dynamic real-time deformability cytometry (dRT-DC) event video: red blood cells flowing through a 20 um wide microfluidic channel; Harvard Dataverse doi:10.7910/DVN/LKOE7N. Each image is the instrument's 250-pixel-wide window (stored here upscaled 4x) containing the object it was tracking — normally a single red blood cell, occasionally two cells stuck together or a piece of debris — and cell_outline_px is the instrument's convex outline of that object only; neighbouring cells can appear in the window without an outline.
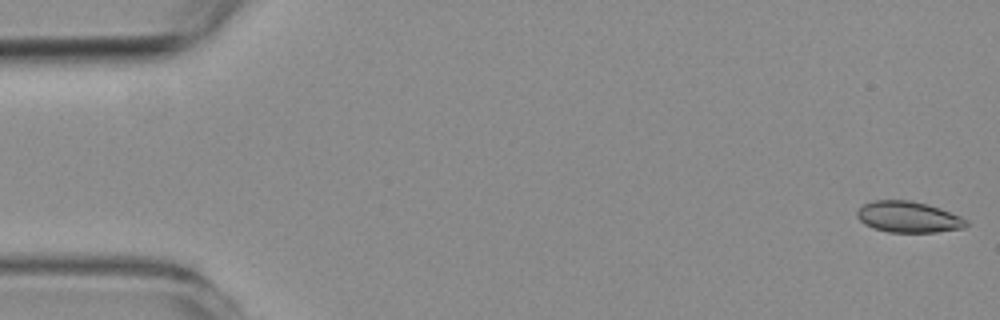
{"species": "common noctule bat (a hibernating species)", "species_latin": "Nyctalus noctula", "temperature_condition": "room temperature", "stored_images_in_passage": 54, "camera_frame_rate_fps": 3000, "um_per_image_px": 0.085, "animal": {"sex": "female", "body_mass_g": 19.3, "forearm_length_mm": 54.1}, "frame": {"image": 1, "passage_image": 1, "time_ms": 0.0, "image_size_px": [1000, 320], "cell_outline_px": [[968, 224], [964, 228], [936, 232], [888, 232], [864, 224], [856, 216], [856, 212], [864, 204], [876, 200], [912, 200], [928, 204], [940, 208], [960, 216], [968, 220]], "centroid_in_image_um": [77.23, 18.44], "position_along_channel_um": 7.8, "area_um2": 19.77}}
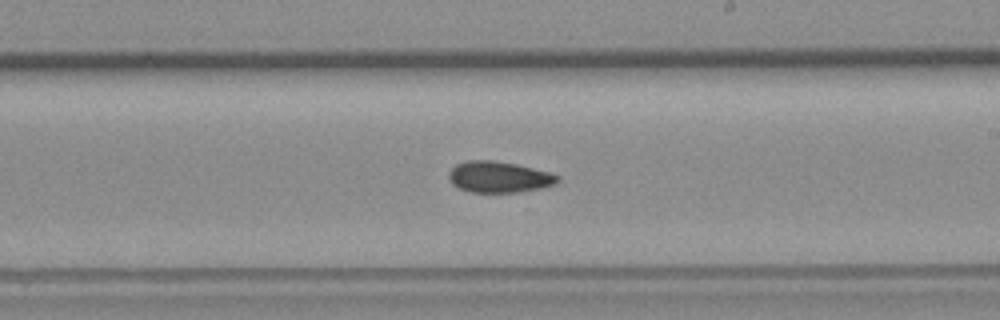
{"frame": {"image": 2, "passage_image": 31, "time_ms": 10.0, "image_size_px": [1000, 320], "cell_outline_px": [[560, 180], [556, 184], [540, 188], [516, 192], [472, 192], [460, 188], [452, 184], [448, 176], [448, 172], [456, 164], [468, 160], [492, 160], [516, 164], [552, 172], [560, 176]], "centroid_in_image_um": [42.44, 15.03], "position_along_channel_um": 246.6, "area_um2": 19.83}}
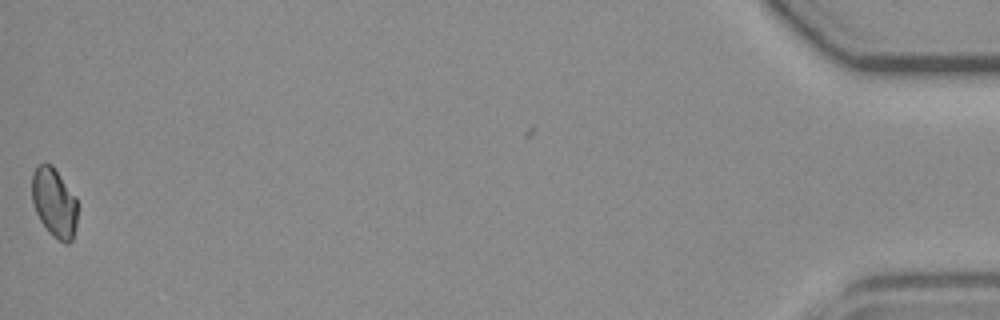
{"frame": {"image": 3, "passage_image": 54, "time_ms": 17.667, "image_size_px": [1000, 320], "cell_outline_px": [[76, 224], [72, 240], [68, 244], [64, 244], [52, 236], [48, 232], [40, 220], [36, 212], [32, 200], [32, 172], [40, 164], [52, 164], [76, 196]], "centroid_in_image_um": [4.61, 17.24], "position_along_channel_um": 430.6, "area_um2": 18.44}}